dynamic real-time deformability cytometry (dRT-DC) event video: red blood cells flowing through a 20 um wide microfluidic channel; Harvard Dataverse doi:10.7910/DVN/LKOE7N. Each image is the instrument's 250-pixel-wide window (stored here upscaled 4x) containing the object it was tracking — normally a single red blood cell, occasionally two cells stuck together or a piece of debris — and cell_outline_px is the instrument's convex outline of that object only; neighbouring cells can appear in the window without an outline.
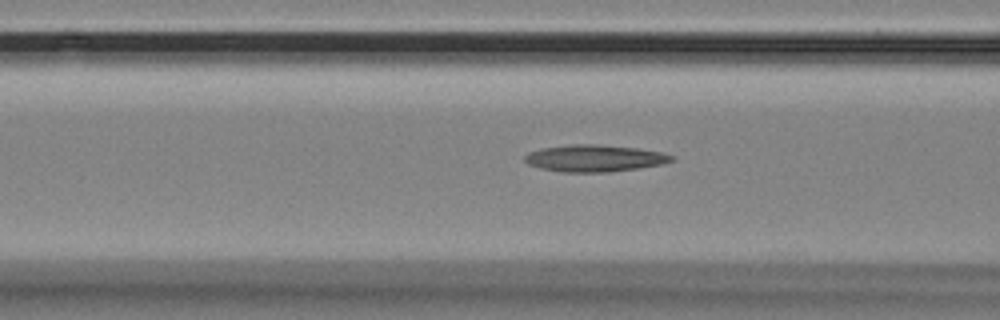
{"species": "Egyptian fruit bat (a non-hibernating species)", "species_latin": "Rousettus aegyptiacus", "temperature_condition": "room temperature", "stored_images_in_passage": 44, "camera_frame_rate_fps": 3000, "um_per_image_px": 0.085, "animal": {"sex": "female"}, "frame": {"image": 1, "passage_image": 17, "time_ms": 5.333, "image_size_px": [1000, 320], "cell_outline_px": [[676, 160], [664, 164], [640, 168], [608, 172], [560, 172], [540, 168], [528, 164], [524, 160], [524, 156], [528, 152], [540, 148], [572, 144], [596, 144], [636, 148], [664, 152], [676, 156]], "centroid_in_image_um": [50.58, 13.45], "position_along_channel_um": 116.0, "area_um2": 23.35}}
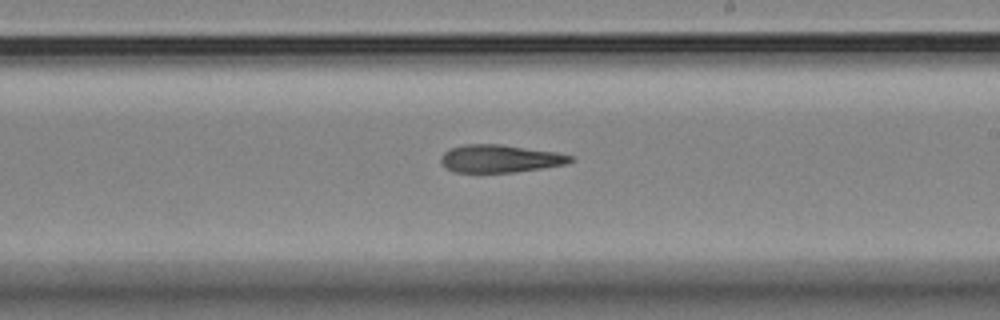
{"frame": {"image": 2, "passage_image": 28, "time_ms": 9.0, "image_size_px": [1000, 320], "cell_outline_px": [[576, 160], [568, 164], [516, 172], [452, 172], [444, 168], [440, 164], [440, 156], [448, 148], [464, 144], [504, 144], [556, 152], [572, 156]], "centroid_in_image_um": [42.47, 13.48], "position_along_channel_um": 246.5, "area_um2": 21.39}}
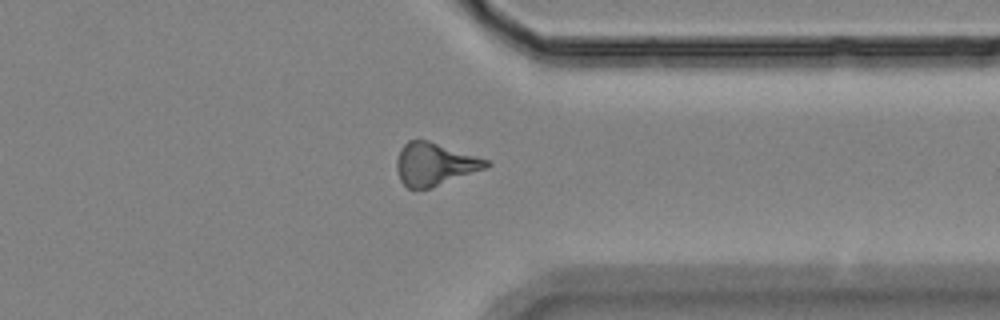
{"frame": {"image": 3, "passage_image": 39, "time_ms": 12.667, "image_size_px": [1000, 320], "cell_outline_px": [[492, 164], [488, 168], [432, 188], [408, 188], [400, 180], [396, 168], [396, 160], [400, 148], [408, 140], [428, 140], [488, 160]], "centroid_in_image_um": [36.95, 13.96], "position_along_channel_um": 374.5, "area_um2": 22.37}, "authors_computed_cell_mechanics": {"area_um2": 21.9062, "velocity_mm_per_s": 3.5624, "shape_relaxation_time_tau1_ms": 9.2879, "shape_relaxation_time_tau2_ms": null, "deformation_change_tau1": 0.2114, "deformation_change_tau2": null}}